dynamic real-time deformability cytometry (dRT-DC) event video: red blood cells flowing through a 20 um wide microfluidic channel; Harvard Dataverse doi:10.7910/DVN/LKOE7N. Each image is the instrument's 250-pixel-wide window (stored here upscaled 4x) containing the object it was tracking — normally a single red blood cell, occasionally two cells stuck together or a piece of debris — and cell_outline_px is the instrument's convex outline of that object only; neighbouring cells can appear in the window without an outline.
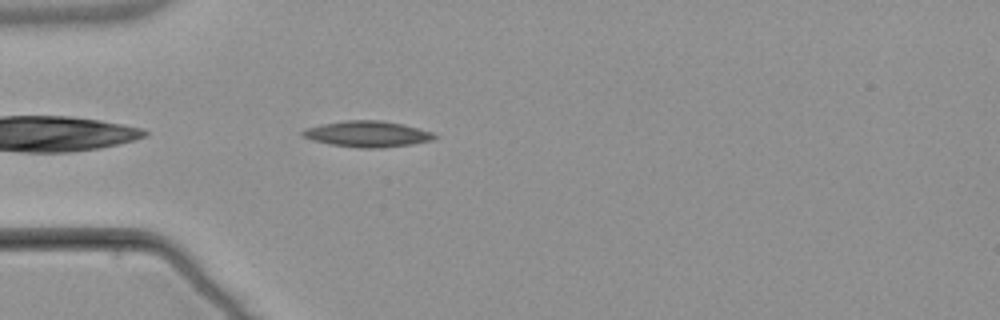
{"species": "common noctule bat (a hibernating species)", "species_latin": "Nyctalus noctula", "temperature_condition": "warm", "stored_images_in_passage": 4, "camera_frame_rate_fps": 3000, "um_per_image_px": 0.085, "animal": {"sex": "male", "body_mass_g": 21.5, "forearm_length_mm": 52.0}, "frame": {"image": 1, "passage_image": 4, "time_ms": 3.333, "image_size_px": [1000, 320], "cell_outline_px": [[440, 136], [432, 140], [412, 144], [384, 148], [360, 148], [328, 144], [312, 140], [300, 136], [300, 132], [304, 128], [344, 120], [380, 120], [400, 124], [432, 132]], "centroid_in_image_um": [31.19, 11.4], "position_along_channel_um": 53.8, "area_um2": 20.06}}